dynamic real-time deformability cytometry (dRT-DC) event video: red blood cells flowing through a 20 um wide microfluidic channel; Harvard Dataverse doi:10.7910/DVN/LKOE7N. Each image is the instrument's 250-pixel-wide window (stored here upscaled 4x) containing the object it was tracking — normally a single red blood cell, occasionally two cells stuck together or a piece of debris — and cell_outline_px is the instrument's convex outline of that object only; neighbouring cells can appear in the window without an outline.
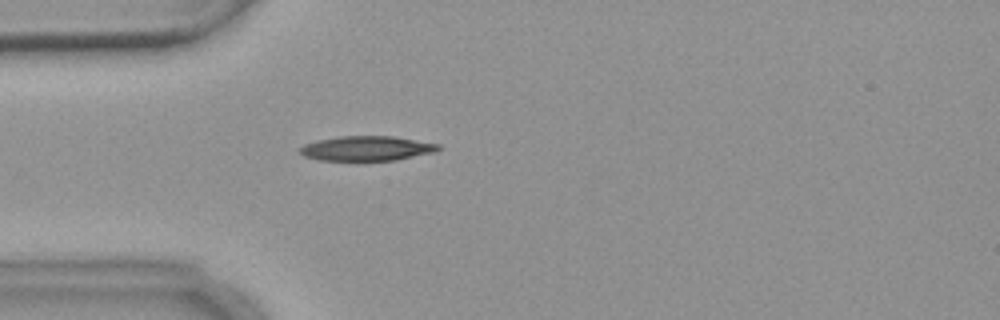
{"species": "common noctule bat (a hibernating species)", "species_latin": "Nyctalus noctula", "temperature_condition": "warm", "stored_images_in_passage": 5, "camera_frame_rate_fps": 3000, "um_per_image_px": 0.085, "animal": {"sex": "female", "body_mass_g": 18.4}, "frame": {"image": 1, "passage_image": 5, "time_ms": 4.667, "image_size_px": [1000, 320], "cell_outline_px": [[440, 148], [432, 152], [396, 160], [356, 164], [316, 160], [304, 156], [300, 152], [300, 148], [304, 144], [316, 140], [340, 136], [392, 136], [440, 144]], "centroid_in_image_um": [31.08, 12.67], "position_along_channel_um": 53.9, "area_um2": 20.92}}